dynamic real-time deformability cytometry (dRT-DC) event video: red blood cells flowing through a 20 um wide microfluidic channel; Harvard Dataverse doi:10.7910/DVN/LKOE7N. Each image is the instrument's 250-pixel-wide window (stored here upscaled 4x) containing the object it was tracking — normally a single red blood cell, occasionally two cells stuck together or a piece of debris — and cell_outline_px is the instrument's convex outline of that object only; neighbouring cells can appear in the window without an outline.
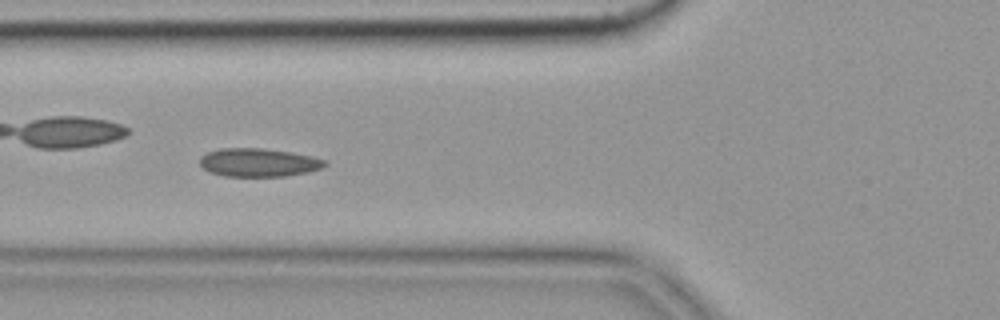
{"species": "common noctule bat (a hibernating species)", "species_latin": "Nyctalus noctula", "temperature_condition": "cold", "stored_images_in_passage": 7, "camera_frame_rate_fps": 3000, "um_per_image_px": 0.085, "animal": {"sex": "female", "body_mass_g": 19.9}, "frame": {"image": 1, "passage_image": 6, "time_ms": 1.667, "image_size_px": [1000, 320], "cell_outline_px": [[328, 164], [324, 168], [308, 172], [284, 176], [224, 176], [208, 172], [200, 164], [200, 156], [208, 152], [220, 148], [260, 148], [292, 152], [312, 156], [328, 160]], "centroid_in_image_um": [22.01, 13.81], "position_along_channel_um": 103.8, "area_um2": 20.87}}